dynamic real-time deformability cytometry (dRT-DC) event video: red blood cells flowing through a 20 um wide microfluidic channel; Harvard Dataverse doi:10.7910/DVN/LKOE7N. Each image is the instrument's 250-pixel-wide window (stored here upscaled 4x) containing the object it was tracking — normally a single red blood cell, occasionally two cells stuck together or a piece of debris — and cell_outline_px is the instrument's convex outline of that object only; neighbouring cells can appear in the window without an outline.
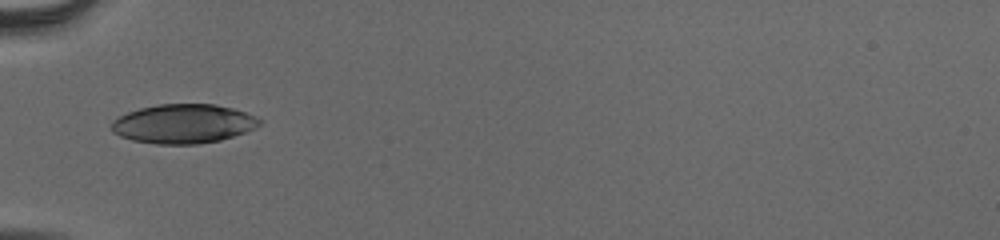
{"species": "human", "species_latin": "Homo sapiens", "temperature_condition": "cold", "stored_images_in_passage": 1, "camera_frame_rate_fps": 3000, "um_per_image_px": 0.085, "donor": {"sex": "male"}, "frame": {"image": 1, "passage_image": 1, "time_ms": 0.0, "image_size_px": [1000, 240], "cell_outline_px": [[236, 132], [228, 136], [216, 140], [140, 140], [128, 136], [120, 120], [124, 116], [132, 112], [148, 108], [168, 104], [208, 104], [224, 108], [236, 112]], "centroid_in_image_um": [15.35, 10.44], "position_along_channel_um": 69.6, "area_um2": 26.07}}